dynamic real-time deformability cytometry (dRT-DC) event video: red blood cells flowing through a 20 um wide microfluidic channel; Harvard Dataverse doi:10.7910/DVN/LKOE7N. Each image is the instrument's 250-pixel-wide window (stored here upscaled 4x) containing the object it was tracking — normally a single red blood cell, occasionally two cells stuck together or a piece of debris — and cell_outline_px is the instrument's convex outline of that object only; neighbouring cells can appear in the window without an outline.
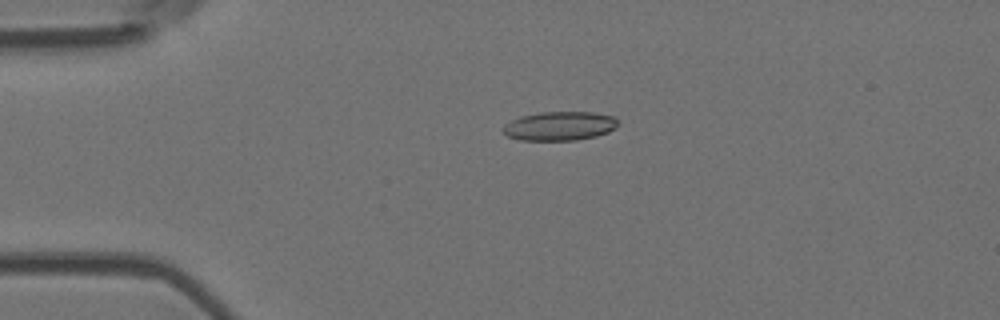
{"species": "Egyptian fruit bat (a non-hibernating species)", "species_latin": "Rousettus aegyptiacus", "temperature_condition": "room temperature", "stored_images_in_passage": 5, "camera_frame_rate_fps": 3000, "um_per_image_px": 0.085, "animal": {"sex": "female"}, "frame": {"image": 1, "passage_image": 4, "time_ms": 3.333, "image_size_px": [1000, 320], "cell_outline_px": [[620, 124], [616, 128], [608, 132], [596, 136], [576, 140], [520, 140], [508, 136], [504, 132], [504, 124], [520, 116], [540, 112], [592, 112], [616, 116], [620, 120]], "centroid_in_image_um": [47.64, 10.7], "position_along_channel_um": 37.4, "area_um2": 19.59}}